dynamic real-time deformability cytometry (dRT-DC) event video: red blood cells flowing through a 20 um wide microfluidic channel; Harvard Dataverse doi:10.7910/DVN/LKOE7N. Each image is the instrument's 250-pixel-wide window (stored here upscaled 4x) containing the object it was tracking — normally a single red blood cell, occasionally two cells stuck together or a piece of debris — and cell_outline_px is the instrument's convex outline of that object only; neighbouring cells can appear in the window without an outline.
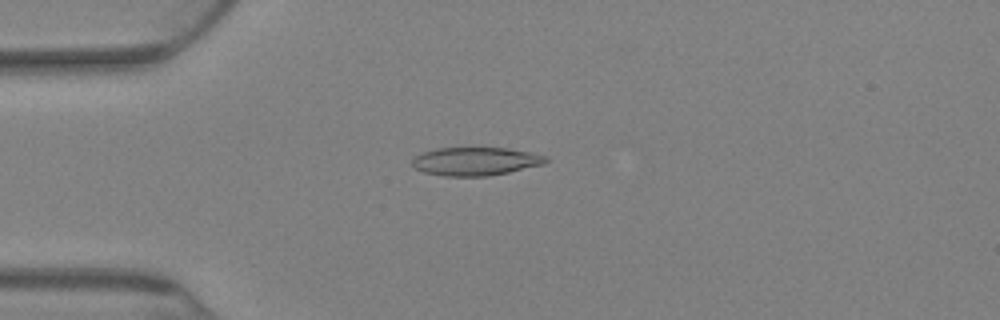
{"species": "Egyptian fruit bat (a non-hibernating species)", "species_latin": "Rousettus aegyptiacus", "temperature_condition": "warm", "stored_images_in_passage": 78, "camera_frame_rate_fps": 3000, "um_per_image_px": 0.085, "animal": {"sex": "female"}, "frame": {"image": 1, "passage_image": 21, "time_ms": 6.667, "image_size_px": [1000, 320], "cell_outline_px": [[548, 160], [544, 164], [508, 172], [488, 176], [444, 176], [424, 172], [416, 168], [412, 164], [412, 160], [416, 156], [424, 152], [436, 148], [508, 148], [548, 156]], "centroid_in_image_um": [40.43, 13.71], "position_along_channel_um": 44.6, "area_um2": 21.85}}
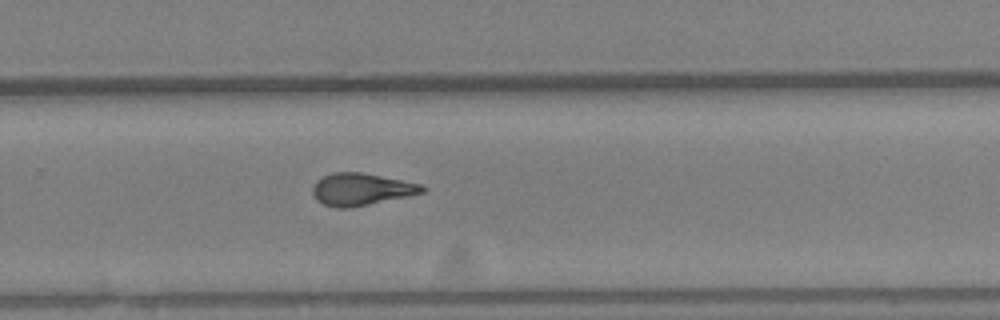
{"frame": {"image": 2, "passage_image": 52, "time_ms": 17.0, "image_size_px": [1000, 320], "cell_outline_px": [[428, 188], [424, 192], [408, 196], [348, 208], [336, 208], [324, 204], [316, 200], [312, 192], [312, 188], [324, 176], [332, 172], [360, 172], [420, 184]], "centroid_in_image_um": [30.7, 16.1], "position_along_channel_um": 299.1, "area_um2": 20.17}}
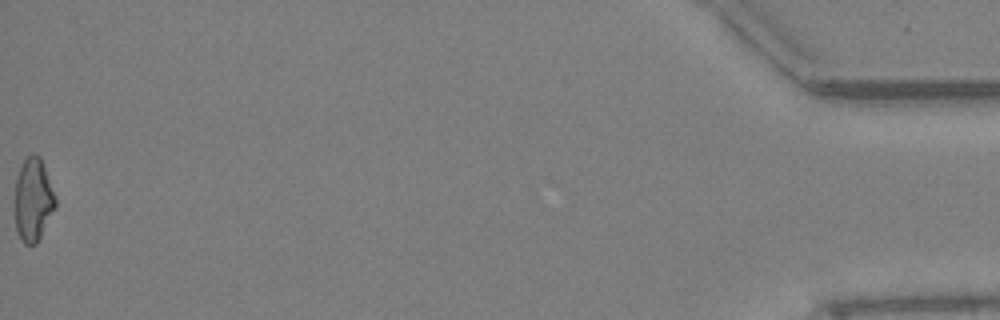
{"frame": {"image": 3, "passage_image": 78, "time_ms": 25.667, "image_size_px": [1000, 320], "cell_outline_px": [[56, 208], [36, 244], [24, 244], [16, 228], [16, 180], [20, 168], [24, 160], [32, 152], [36, 152], [40, 156], [44, 164], [56, 196]], "centroid_in_image_um": [2.86, 16.94], "position_along_channel_um": 432.3, "area_um2": 19.59}, "authors_computed_cell_mechanics": {"area_um2": 20.4901, "velocity_mm_per_s": 2.6796, "shape_relaxation_time_tau1_ms": null, "shape_relaxation_time_tau2_ms": 2.82, "deformation_change_tau1": null, "deformation_change_tau2": 0.1128}}